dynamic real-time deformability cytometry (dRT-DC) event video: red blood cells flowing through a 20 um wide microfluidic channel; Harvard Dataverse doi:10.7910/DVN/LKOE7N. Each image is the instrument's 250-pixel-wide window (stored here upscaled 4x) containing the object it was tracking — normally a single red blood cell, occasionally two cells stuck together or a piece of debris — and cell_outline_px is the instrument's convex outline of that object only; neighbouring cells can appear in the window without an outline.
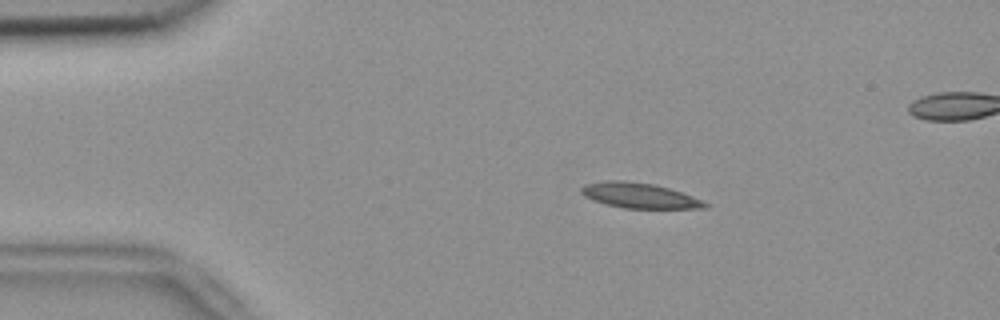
{"species": "common noctule bat (a hibernating species)", "species_latin": "Nyctalus noctula", "temperature_condition": "room temperature", "stored_images_in_passage": 50, "segment_of_instrument_passage": [1, 2], "camera_frame_rate_fps": 3000, "um_per_image_px": 0.085, "animal": {"sex": "female", "body_mass_g": 18.4}, "frame": {"image": 1, "passage_image": 5, "time_ms": 1.333, "image_size_px": [1000, 320], "cell_outline_px": [[708, 208], [624, 208], [592, 200], [584, 196], [580, 192], [580, 188], [584, 184], [604, 180], [624, 180], [656, 184], [692, 196], [708, 204]], "centroid_in_image_um": [54.29, 16.6], "position_along_channel_um": 30.7, "area_um2": 18.15}}
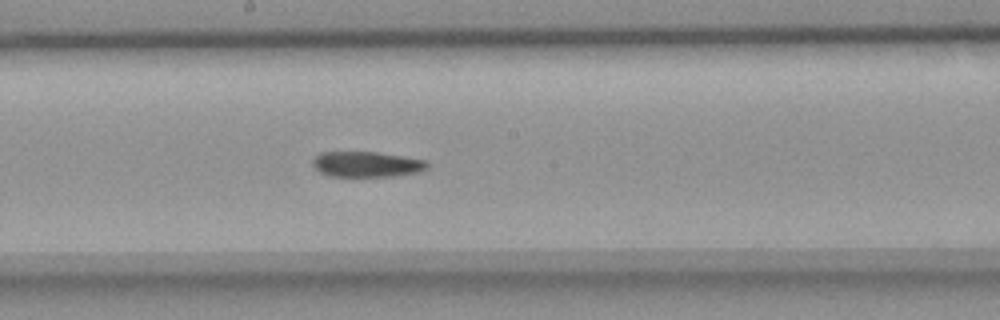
{"frame": {"image": 2, "passage_image": 24, "time_ms": 7.667, "image_size_px": [1000, 320], "cell_outline_px": [[428, 168], [420, 172], [392, 176], [328, 176], [320, 172], [312, 164], [312, 160], [320, 152], [376, 152], [428, 160]], "centroid_in_image_um": [31.19, 13.96], "position_along_channel_um": 217.0, "area_um2": 17.05}}
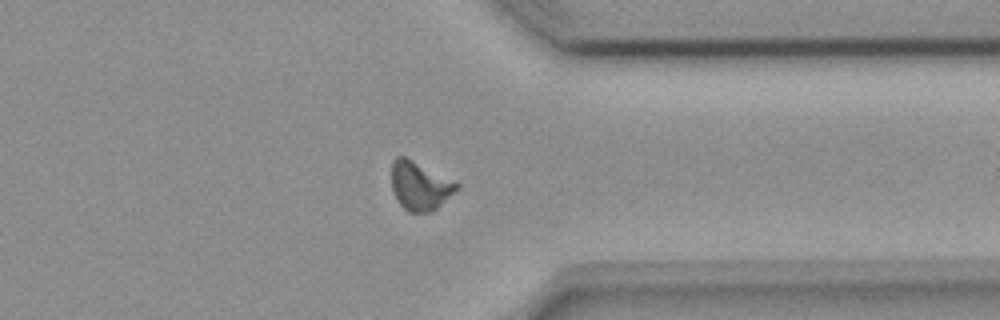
{"frame": {"image": 3, "passage_image": 37, "time_ms": 12.0, "image_size_px": [1000, 320], "cell_outline_px": [[460, 188], [432, 212], [408, 212], [396, 200], [392, 188], [392, 160], [396, 156], [404, 156], [460, 184]], "centroid_in_image_um": [35.68, 15.81], "position_along_channel_um": 375.7, "area_um2": 18.32}}